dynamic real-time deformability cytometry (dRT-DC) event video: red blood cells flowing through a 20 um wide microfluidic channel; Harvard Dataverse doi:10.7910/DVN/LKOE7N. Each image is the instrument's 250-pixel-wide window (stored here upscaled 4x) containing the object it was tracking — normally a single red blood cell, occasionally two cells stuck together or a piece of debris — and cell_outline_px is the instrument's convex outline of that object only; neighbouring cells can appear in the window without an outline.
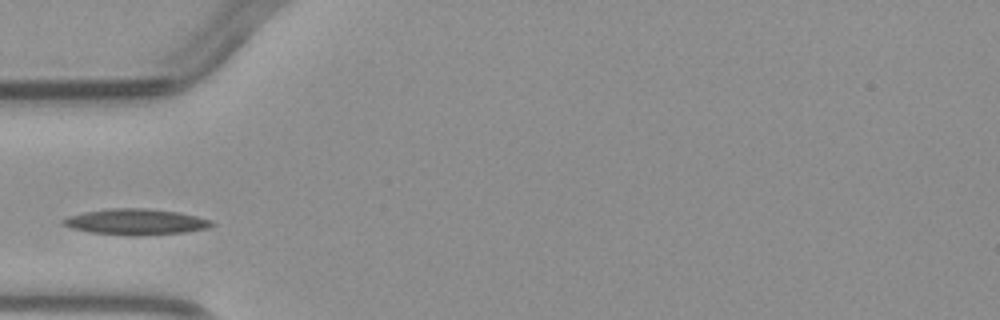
{"species": "common noctule bat (a hibernating species)", "species_latin": "Nyctalus noctula", "temperature_condition": "warm", "stored_images_in_passage": 4, "camera_frame_rate_fps": 3000, "um_per_image_px": 0.085, "animal": {"sex": "male", "body_mass_g": 23.1, "forearm_length_mm": 52.7}, "frame": {"image": 1, "passage_image": 4, "time_ms": 3.333, "image_size_px": [1000, 320], "cell_outline_px": [[216, 224], [208, 228], [184, 232], [144, 236], [132, 236], [92, 232], [72, 228], [60, 224], [60, 220], [68, 216], [84, 212], [108, 208], [148, 208], [176, 212], [196, 216], [212, 220]], "centroid_in_image_um": [11.54, 18.86], "position_along_channel_um": 73.5, "area_um2": 22.6}}